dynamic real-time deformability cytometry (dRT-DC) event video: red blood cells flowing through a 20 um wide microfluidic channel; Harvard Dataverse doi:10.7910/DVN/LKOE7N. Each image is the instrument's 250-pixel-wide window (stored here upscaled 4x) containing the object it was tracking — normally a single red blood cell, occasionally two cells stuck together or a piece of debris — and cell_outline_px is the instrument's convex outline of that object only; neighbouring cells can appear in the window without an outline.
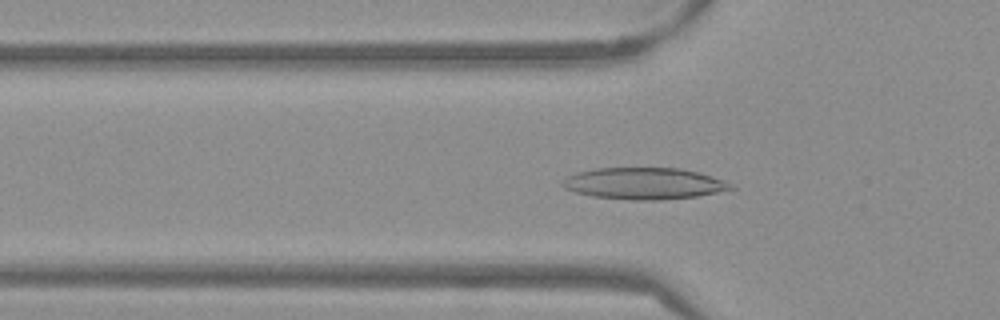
{"species": "Egyptian fruit bat (a non-hibernating species)", "species_latin": "Rousettus aegyptiacus", "temperature_condition": "warm", "stored_images_in_passage": 53, "camera_frame_rate_fps": 3000, "um_per_image_px": 0.085, "frame": {"image": 1, "passage_image": 17, "time_ms": 5.333, "image_size_px": [1000, 320], "cell_outline_px": [[736, 188], [696, 196], [660, 200], [632, 200], [592, 196], [576, 192], [564, 188], [560, 184], [560, 180], [564, 176], [576, 172], [596, 168], [680, 168], [700, 172], [724, 180], [732, 184]], "centroid_in_image_um": [54.7, 15.59], "position_along_channel_um": 71.1, "area_um2": 31.21}}
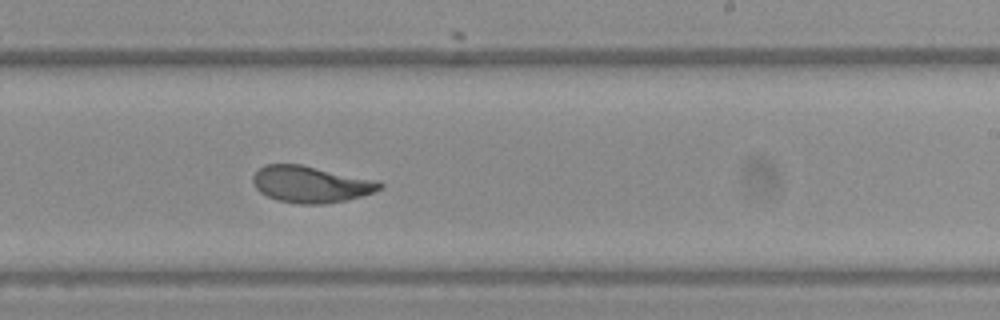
{"frame": {"image": 2, "passage_image": 32, "time_ms": 10.333, "image_size_px": [1000, 320], "cell_outline_px": [[384, 188], [376, 192], [344, 200], [324, 204], [300, 204], [276, 200], [260, 192], [256, 188], [252, 180], [252, 176], [264, 164], [300, 164], [380, 180], [384, 184]], "centroid_in_image_um": [26.46, 15.66], "position_along_channel_um": 262.5, "area_um2": 27.28}}
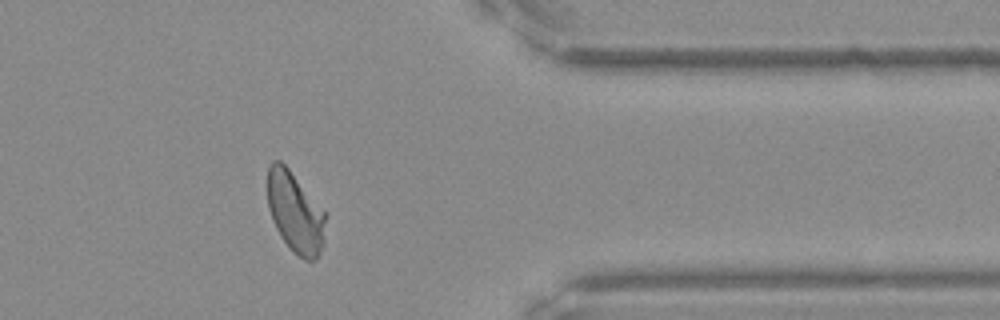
{"frame": {"image": 3, "passage_image": 43, "time_ms": 14.0, "image_size_px": [1000, 320], "cell_outline_px": [[324, 244], [316, 260], [304, 260], [292, 252], [280, 236], [272, 220], [268, 208], [268, 168], [272, 160], [280, 160], [288, 168], [324, 212]], "centroid_in_image_um": [25.06, 18.09], "position_along_channel_um": 386.3, "area_um2": 26.93}, "authors_computed_cell_mechanics": {"area_um2": 27.9174, "velocity_mm_per_s": 3.8121, "shape_relaxation_time_tau1_ms": 3.0923, "shape_relaxation_time_tau2_ms": 0.9594, "deformation_change_tau1": 0.156, "deformation_change_tau2": 0.0759}}